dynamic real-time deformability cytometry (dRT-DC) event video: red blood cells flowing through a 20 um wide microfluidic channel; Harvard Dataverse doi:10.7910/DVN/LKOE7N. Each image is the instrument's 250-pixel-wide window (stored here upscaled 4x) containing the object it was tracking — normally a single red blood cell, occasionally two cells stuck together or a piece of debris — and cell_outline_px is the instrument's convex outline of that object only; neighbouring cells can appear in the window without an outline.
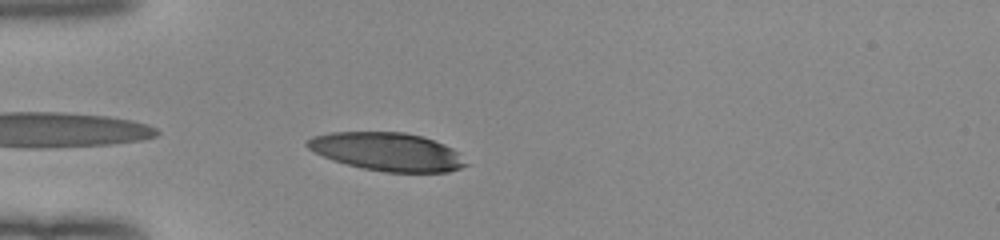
{"species": "human", "species_latin": "Homo sapiens", "temperature_condition": "room temperature", "stored_images_in_passage": 35, "camera_frame_rate_fps": 3000, "um_per_image_px": 0.085, "donor": {"sex": "female"}, "frame": {"image": 1, "passage_image": 2, "time_ms": 0.333, "image_size_px": [1000, 240], "cell_outline_px": [[468, 164], [460, 168], [448, 172], [384, 172], [364, 168], [332, 160], [308, 148], [304, 144], [312, 136], [332, 132], [404, 132], [424, 136], [444, 144], [452, 148]], "centroid_in_image_um": [32.91, 12.89], "position_along_channel_um": 52.1, "area_um2": 35.08}}
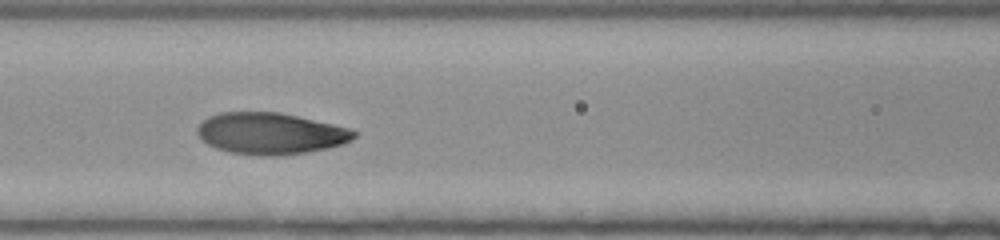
{"frame": {"image": 2, "passage_image": 10, "time_ms": 3.0, "image_size_px": [1000, 240], "cell_outline_px": [[356, 136], [340, 144], [328, 148], [280, 156], [260, 156], [228, 152], [216, 148], [208, 144], [196, 132], [196, 128], [208, 116], [220, 112], [280, 112], [352, 128], [356, 132]], "centroid_in_image_um": [22.98, 11.34], "position_along_channel_um": 143.6, "area_um2": 37.92}}
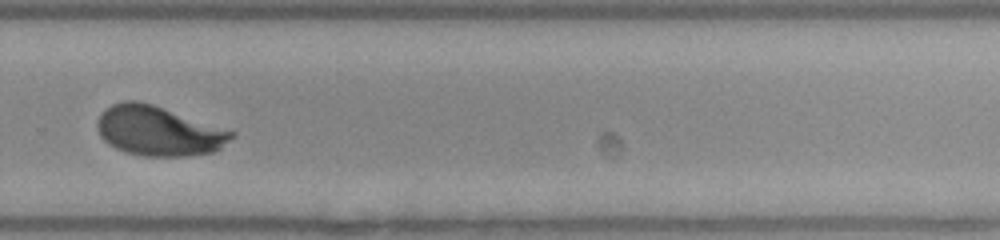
{"frame": {"image": 3, "passage_image": 23, "time_ms": 7.333, "image_size_px": [1000, 240], "cell_outline_px": [[236, 132], [216, 152], [184, 156], [144, 156], [124, 152], [108, 144], [100, 136], [96, 124], [100, 112], [104, 108], [112, 104], [124, 100], [136, 100], [152, 104]], "centroid_in_image_um": [13.42, 11.13], "position_along_channel_um": 316.4, "area_um2": 38.78}, "authors_computed_cell_mechanics": {"area_um2": 38.5526, "velocity_mm_per_s": 4.0039, "shape_relaxation_time_tau1_ms": 2.9416, "shape_relaxation_time_tau2_ms": 0.8033, "deformation_change_tau1": 0.1752, "deformation_change_tau2": 0.0522}}